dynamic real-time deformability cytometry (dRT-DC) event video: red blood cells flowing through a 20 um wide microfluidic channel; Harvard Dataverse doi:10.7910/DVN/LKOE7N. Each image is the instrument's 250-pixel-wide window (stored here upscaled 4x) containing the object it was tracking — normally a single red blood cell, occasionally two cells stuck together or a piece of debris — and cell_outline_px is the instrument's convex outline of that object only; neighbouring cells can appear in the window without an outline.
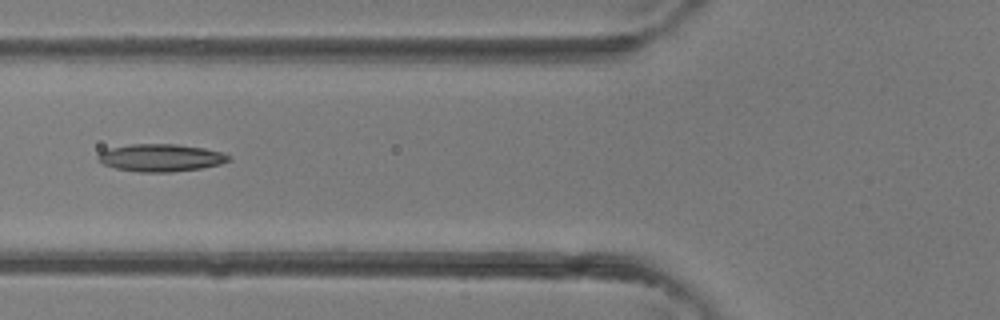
{"species": "common noctule bat (a hibernating species)", "species_latin": "Nyctalus noctula", "temperature_condition": "room temperature", "stored_images_in_passage": 3, "camera_frame_rate_fps": 3000, "um_per_image_px": 0.085, "animal": {"sex": "female"}, "frame": {"image": 1, "passage_image": 3, "time_ms": 0.667, "image_size_px": [1000, 320], "cell_outline_px": [[232, 160], [220, 164], [200, 168], [172, 172], [140, 172], [116, 168], [104, 164], [96, 160], [96, 156], [100, 152], [108, 148], [132, 144], [176, 144], [204, 148], [220, 152], [228, 156]], "centroid_in_image_um": [13.62, 13.41], "position_along_channel_um": 112.2, "area_um2": 20.87}}